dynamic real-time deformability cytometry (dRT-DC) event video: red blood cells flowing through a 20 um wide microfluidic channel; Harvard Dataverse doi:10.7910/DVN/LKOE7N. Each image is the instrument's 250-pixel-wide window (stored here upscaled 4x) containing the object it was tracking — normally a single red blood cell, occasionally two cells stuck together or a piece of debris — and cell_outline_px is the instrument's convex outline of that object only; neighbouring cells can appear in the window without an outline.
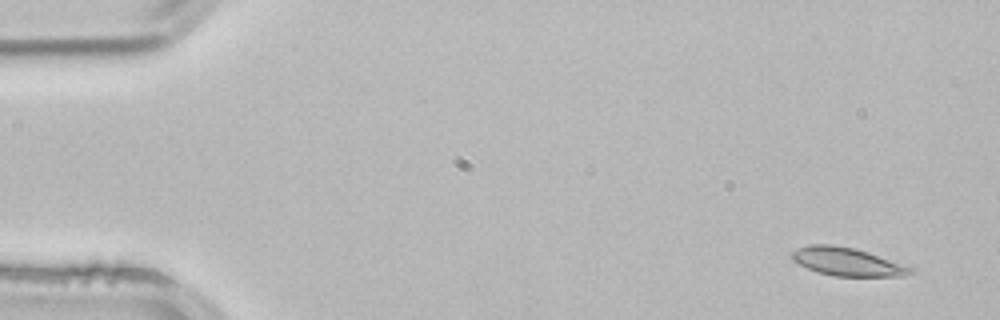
{"species": "common noctule bat (a hibernating species)", "species_latin": "Nyctalus noctula", "temperature_condition": "room temperature", "stored_images_in_passage": 3, "camera_frame_rate_fps": 3000, "um_per_image_px": 0.085, "animal": {"sex": "male", "body_mass_g": 21.5, "forearm_length_mm": 52.0}, "frame": {"image": 1, "passage_image": 1, "time_ms": 0.0, "image_size_px": [1000, 320], "cell_outline_px": [[916, 272], [904, 276], [836, 276], [820, 272], [808, 268], [792, 260], [792, 252], [796, 248], [808, 244], [832, 244], [856, 248], [868, 252], [912, 268]], "centroid_in_image_um": [71.99, 22.23], "position_along_channel_um": 13.0, "area_um2": 19.31}}